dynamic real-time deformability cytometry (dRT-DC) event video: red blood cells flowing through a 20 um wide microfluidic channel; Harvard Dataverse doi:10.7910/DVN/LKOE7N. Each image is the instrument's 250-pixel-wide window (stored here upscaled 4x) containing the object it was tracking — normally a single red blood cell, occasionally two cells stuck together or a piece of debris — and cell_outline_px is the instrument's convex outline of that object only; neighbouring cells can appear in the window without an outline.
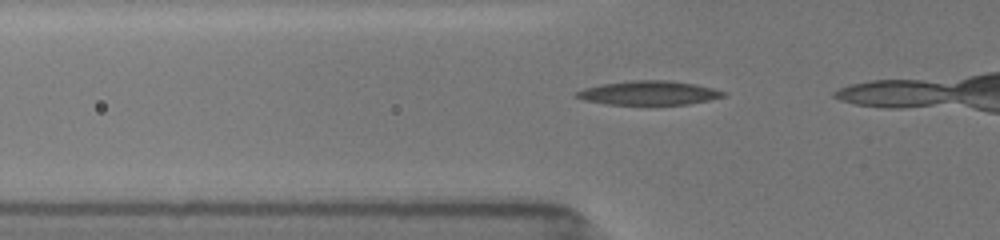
{"species": "common noctule bat (a hibernating species)", "species_latin": "Nyctalus noctula", "temperature_condition": "room temperature", "stored_images_in_passage": 14, "camera_frame_rate_fps": 3000, "um_per_image_px": 0.085, "animal": {"sex": "female", "body_mass_g": 19.5, "forearm_length_mm": 54.1}, "frame": {"image": 1, "passage_image": 9, "time_ms": 2.667, "image_size_px": [1000, 240], "cell_outline_px": [[728, 92], [724, 96], [708, 100], [688, 104], [604, 104], [584, 100], [572, 96], [576, 92], [584, 88], [600, 84], [632, 80], [668, 80], [696, 84]], "centroid_in_image_um": [55.12, 7.89], "position_along_channel_um": 70.7, "area_um2": 20.58}}